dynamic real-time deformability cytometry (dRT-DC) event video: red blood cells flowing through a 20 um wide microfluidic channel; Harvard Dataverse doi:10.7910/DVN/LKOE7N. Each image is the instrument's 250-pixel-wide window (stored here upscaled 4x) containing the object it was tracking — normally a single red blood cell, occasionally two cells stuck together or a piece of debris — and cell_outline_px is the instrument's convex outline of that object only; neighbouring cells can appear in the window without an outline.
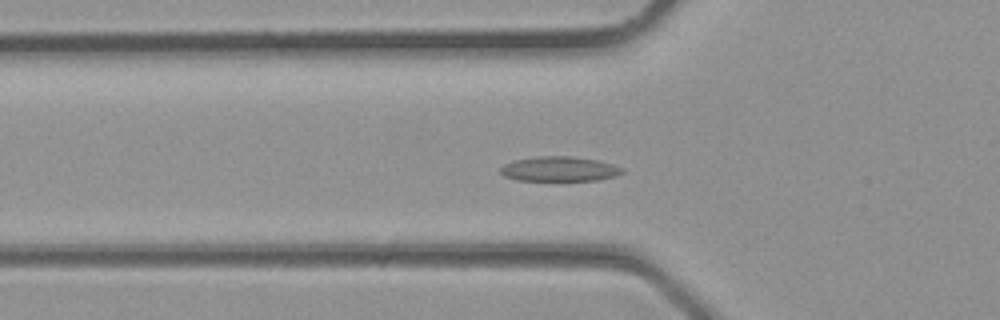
{"species": "common noctule bat (a hibernating species)", "species_latin": "Nyctalus noctula", "temperature_condition": "room temperature", "stored_images_in_passage": 33, "camera_frame_rate_fps": 3000, "um_per_image_px": 0.085, "animal": {"sex": "male", "body_mass_g": 23.1, "forearm_length_mm": 52.7}, "frame": {"image": 1, "passage_image": 10, "time_ms": 3.0, "image_size_px": [1000, 320], "cell_outline_px": [[624, 172], [612, 176], [596, 180], [516, 180], [504, 176], [500, 172], [500, 168], [504, 164], [516, 160], [536, 156], [572, 156], [596, 160], [612, 164], [624, 168]], "centroid_in_image_um": [47.52, 14.35], "position_along_channel_um": 78.3, "area_um2": 17.4}}
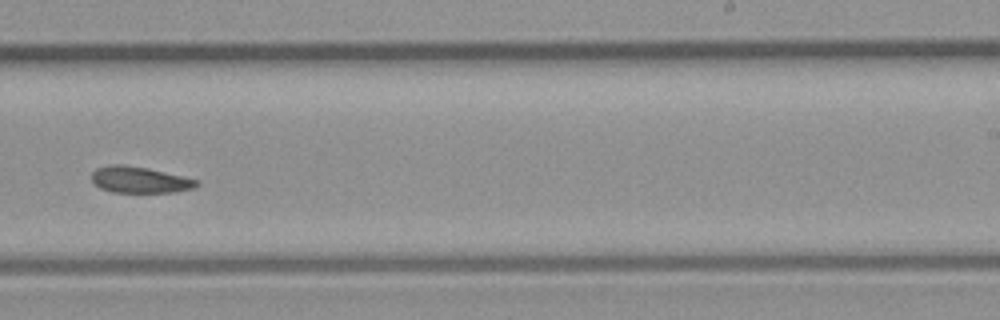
{"frame": {"image": 2, "passage_image": 20, "time_ms": 6.333, "image_size_px": [1000, 320], "cell_outline_px": [[200, 184], [192, 188], [176, 192], [112, 192], [100, 188], [92, 184], [92, 172], [96, 168], [108, 164], [124, 164], [148, 168], [200, 180]], "centroid_in_image_um": [11.85, 15.27], "position_along_channel_um": 277.2, "area_um2": 16.3}}
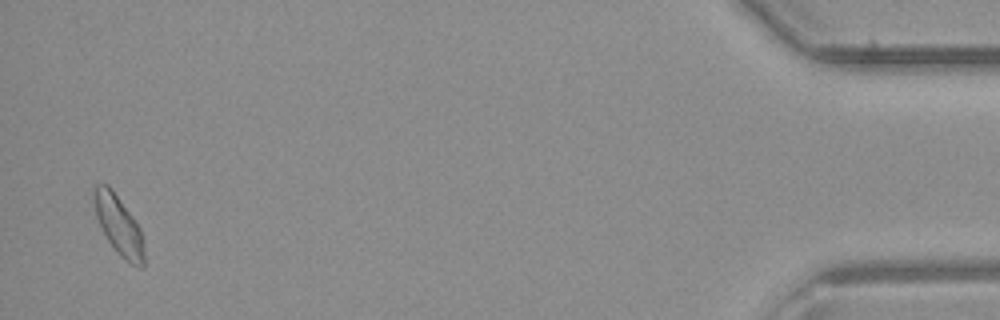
{"frame": {"image": 3, "passage_image": 32, "time_ms": 10.333, "image_size_px": [1000, 320], "cell_outline_px": [[144, 268], [140, 268], [132, 264], [120, 256], [116, 252], [108, 240], [96, 216], [92, 200], [92, 192], [96, 184], [108, 184], [112, 188], [132, 216], [140, 228], [144, 248]], "centroid_in_image_um": [10.07, 19.12], "position_along_channel_um": 425.1, "area_um2": 17.34}}